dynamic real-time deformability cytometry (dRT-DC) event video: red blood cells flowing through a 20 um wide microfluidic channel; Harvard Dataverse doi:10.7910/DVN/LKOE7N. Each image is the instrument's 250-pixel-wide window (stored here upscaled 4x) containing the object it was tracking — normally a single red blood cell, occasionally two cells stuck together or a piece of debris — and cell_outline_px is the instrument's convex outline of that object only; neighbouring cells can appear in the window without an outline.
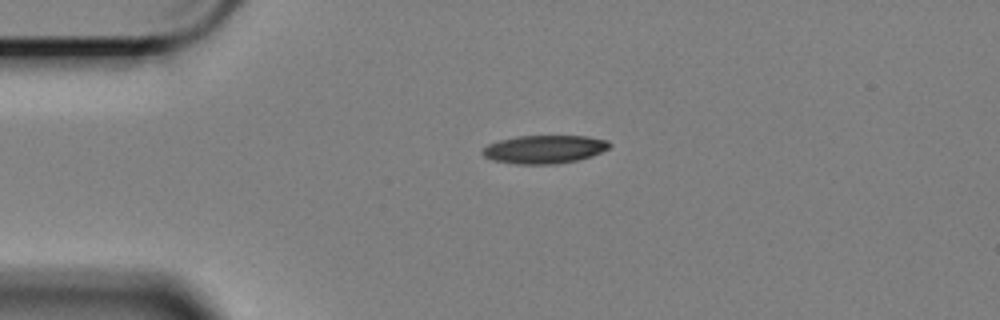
{"species": "Egyptian fruit bat (a non-hibernating species)", "species_latin": "Rousettus aegyptiacus", "temperature_condition": "cold", "stored_images_in_passage": 46, "camera_frame_rate_fps": 3000, "um_per_image_px": 0.085, "animal": {"sex": "female"}, "frame": {"image": 1, "passage_image": 1, "time_ms": 0.0, "image_size_px": [1000, 320], "cell_outline_px": [[612, 144], [608, 148], [592, 156], [576, 160], [556, 164], [516, 164], [492, 160], [484, 156], [480, 152], [488, 144], [500, 140], [516, 136], [588, 136], [608, 140]], "centroid_in_image_um": [46.27, 12.69], "position_along_channel_um": 38.7, "area_um2": 20.92}}
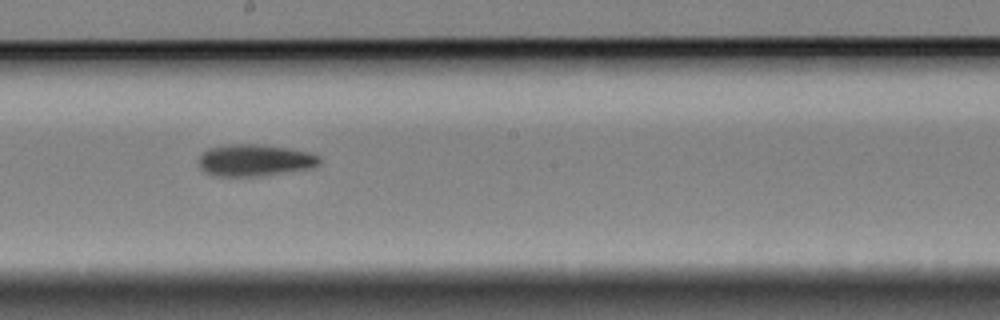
{"frame": {"image": 2, "passage_image": 20, "time_ms": 6.333, "image_size_px": [1000, 320], "cell_outline_px": [[320, 164], [312, 168], [256, 176], [216, 176], [204, 172], [200, 168], [200, 156], [208, 148], [232, 144], [264, 144], [288, 148], [308, 152], [320, 156]], "centroid_in_image_um": [21.67, 13.61], "position_along_channel_um": 226.5, "area_um2": 22.31}}
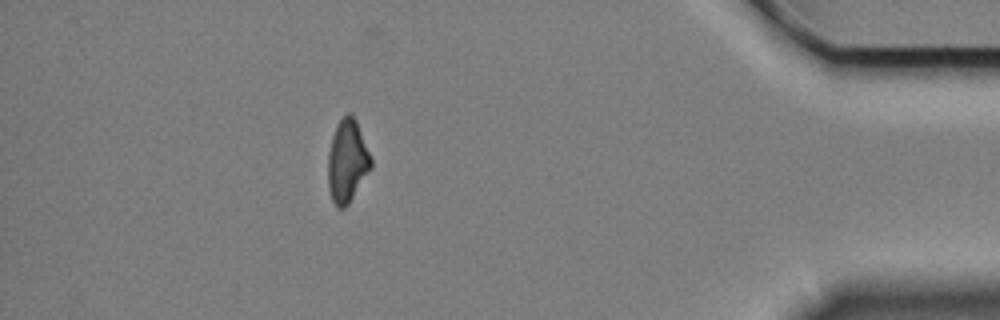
{"frame": {"image": 3, "passage_image": 40, "time_ms": 13.0, "image_size_px": [1000, 320], "cell_outline_px": [[372, 168], [348, 204], [344, 208], [336, 208], [332, 200], [328, 188], [328, 152], [332, 136], [336, 124], [348, 112], [356, 120], [372, 160]], "centroid_in_image_um": [29.5, 13.72], "position_along_channel_um": 405.7, "area_um2": 20.69}, "authors_computed_cell_mechanics": {"area_um2": 21.5016, "velocity_mm_per_s": 3.3894, "shape_relaxation_time_tau1_ms": 8.0619, "shape_relaxation_time_tau2_ms": 6.265, "deformation_change_tau1": 0.1709, "deformation_change_tau2": 0.142}}